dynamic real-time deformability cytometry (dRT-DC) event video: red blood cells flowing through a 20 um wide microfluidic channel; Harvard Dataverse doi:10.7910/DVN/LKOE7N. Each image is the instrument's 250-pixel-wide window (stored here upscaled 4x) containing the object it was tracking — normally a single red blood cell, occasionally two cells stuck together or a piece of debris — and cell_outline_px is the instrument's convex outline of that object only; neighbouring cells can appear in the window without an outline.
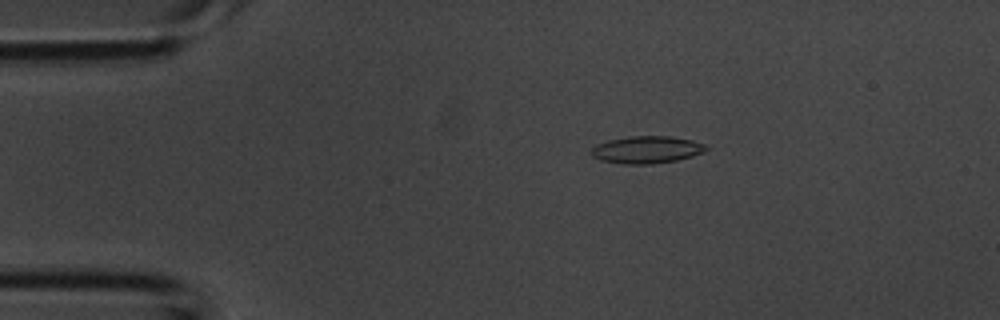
{"species": "common noctule bat (a hibernating species)", "species_latin": "Nyctalus noctula", "temperature_condition": "room temperature", "stored_images_in_passage": 3, "camera_frame_rate_fps": 3000, "um_per_image_px": 0.085, "animal": {"sex": "male", "body_mass_g": 20.1, "forearm_length_mm": 53.5}, "frame": {"image": 1, "passage_image": 2, "time_ms": 0.333, "image_size_px": [1000, 320], "cell_outline_px": [[708, 148], [704, 152], [692, 156], [676, 160], [652, 164], [624, 164], [600, 160], [592, 156], [592, 148], [596, 144], [608, 140], [628, 136], [672, 136], [692, 140], [704, 144]], "centroid_in_image_um": [54.96, 12.72], "position_along_channel_um": 30.0, "area_um2": 18.26}}